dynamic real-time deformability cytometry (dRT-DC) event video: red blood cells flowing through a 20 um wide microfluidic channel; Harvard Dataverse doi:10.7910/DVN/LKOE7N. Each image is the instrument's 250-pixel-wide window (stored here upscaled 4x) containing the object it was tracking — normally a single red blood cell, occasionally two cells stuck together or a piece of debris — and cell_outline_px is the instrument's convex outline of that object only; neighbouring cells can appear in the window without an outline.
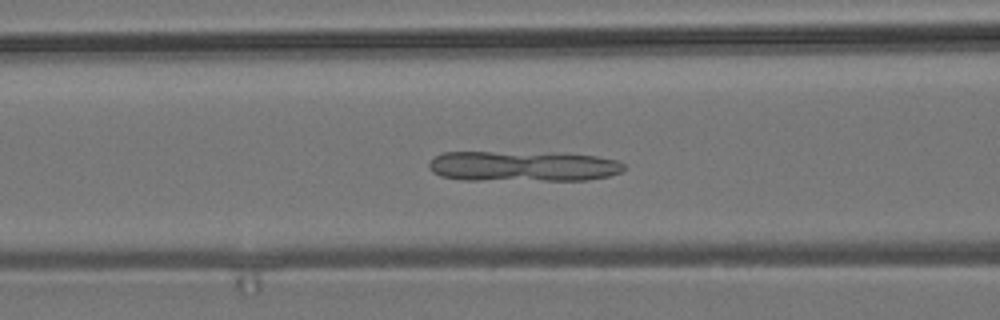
{"species": "common noctule bat (a hibernating species)", "species_latin": "Nyctalus noctula", "temperature_condition": "room temperature", "stored_images_in_passage": 54, "camera_frame_rate_fps": 3000, "um_per_image_px": 0.085, "animal": {"sex": "male", "body_mass_g": 19.2, "forearm_length_mm": 51.8}, "frame": {"image": 1, "passage_image": 21, "time_ms": 6.667, "image_size_px": [1000, 320], "cell_outline_px": [[624, 168], [620, 172], [608, 176], [588, 180], [464, 180], [440, 176], [432, 172], [428, 168], [428, 164], [436, 156], [444, 152], [552, 152], [596, 156], [616, 160], [624, 164]], "centroid_in_image_um": [44.43, 14.12], "position_along_channel_um": 122.2, "area_um2": 34.91}}
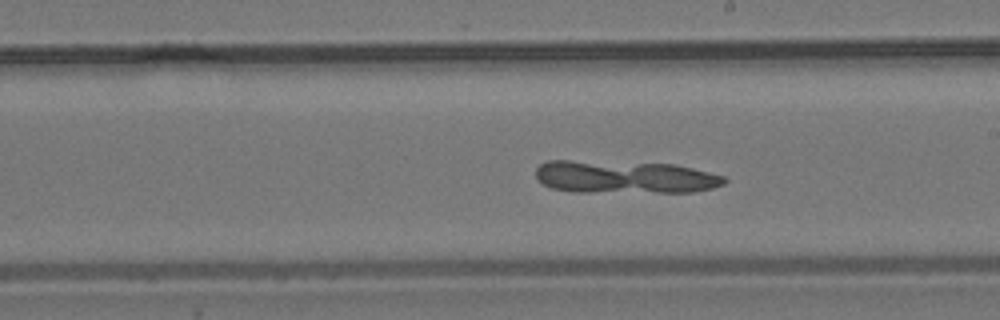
{"frame": {"image": 2, "passage_image": 30, "time_ms": 9.667, "image_size_px": [1000, 320], "cell_outline_px": [[728, 180], [724, 184], [712, 188], [692, 192], [576, 192], [552, 188], [544, 184], [536, 176], [536, 168], [540, 164], [548, 160], [568, 160], [676, 164], [724, 176]], "centroid_in_image_um": [53.1, 15.05], "position_along_channel_um": 235.9, "area_um2": 36.07}}
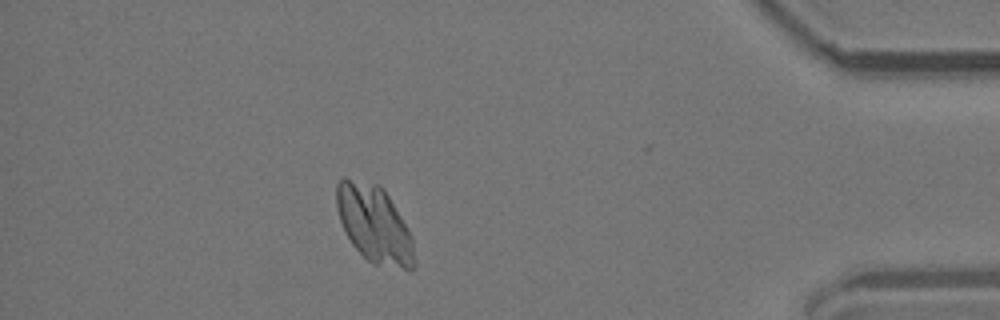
{"frame": {"image": 3, "passage_image": 47, "time_ms": 15.333, "image_size_px": [1000, 320], "cell_outline_px": [[416, 268], [412, 272], [408, 272], [372, 264], [352, 244], [340, 220], [336, 208], [336, 184], [344, 176], [380, 184], [384, 188], [408, 228], [412, 236], [416, 264]], "centroid_in_image_um": [31.85, 19.08], "position_along_channel_um": 403.3, "area_um2": 35.78}}